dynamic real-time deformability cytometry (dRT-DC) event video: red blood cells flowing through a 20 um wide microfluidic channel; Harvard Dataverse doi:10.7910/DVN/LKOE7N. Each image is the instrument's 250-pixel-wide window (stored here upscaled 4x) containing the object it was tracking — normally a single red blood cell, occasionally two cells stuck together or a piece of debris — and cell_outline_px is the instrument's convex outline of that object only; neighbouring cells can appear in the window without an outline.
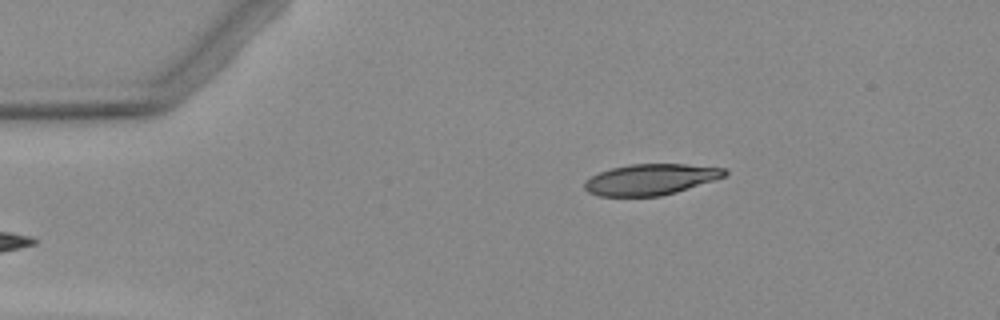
{"species": "Egyptian fruit bat (a non-hibernating species)", "species_latin": "Rousettus aegyptiacus", "temperature_condition": "warm", "stored_images_in_passage": 3, "camera_frame_rate_fps": 3000, "um_per_image_px": 0.085, "animal": {"sex": "female"}, "frame": {"image": 1, "passage_image": 3, "time_ms": 2.333, "image_size_px": [1000, 320], "cell_outline_px": [[728, 172], [724, 176], [676, 192], [660, 196], [600, 196], [588, 192], [584, 188], [584, 184], [592, 176], [600, 172], [612, 168], [632, 164], [684, 164], [724, 168]], "centroid_in_image_um": [55.29, 15.25], "position_along_channel_um": 29.7, "area_um2": 24.85}}